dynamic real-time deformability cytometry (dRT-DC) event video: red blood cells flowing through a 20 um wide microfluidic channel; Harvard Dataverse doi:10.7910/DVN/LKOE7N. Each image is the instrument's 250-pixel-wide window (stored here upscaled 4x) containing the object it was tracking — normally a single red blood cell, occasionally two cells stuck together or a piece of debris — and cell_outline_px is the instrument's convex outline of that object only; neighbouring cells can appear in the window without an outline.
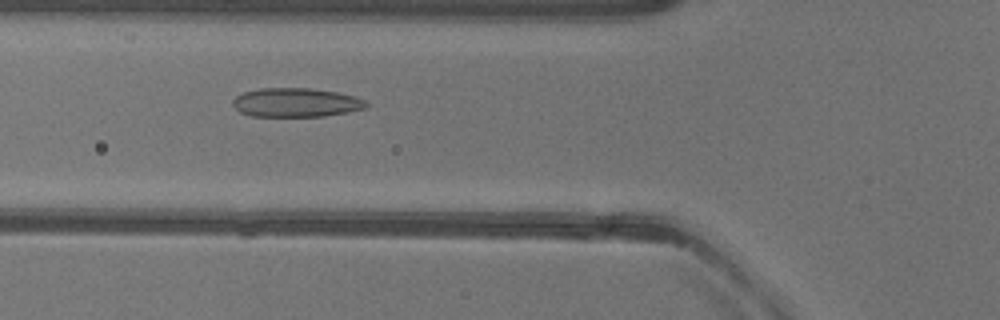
{"species": "common noctule bat (a hibernating species)", "species_latin": "Nyctalus noctula", "temperature_condition": "warm", "stored_images_in_passage": 36, "camera_frame_rate_fps": 3000, "um_per_image_px": 0.085, "animal": {"sex": "female"}, "frame": {"image": 1, "passage_image": 5, "time_ms": 1.333, "image_size_px": [1000, 320], "cell_outline_px": [[368, 108], [348, 112], [324, 116], [252, 116], [240, 112], [232, 104], [232, 100], [236, 96], [244, 92], [260, 88], [312, 88], [336, 92], [356, 96], [364, 100], [368, 104]], "centroid_in_image_um": [25.18, 8.71], "position_along_channel_um": 100.6, "area_um2": 22.6}}
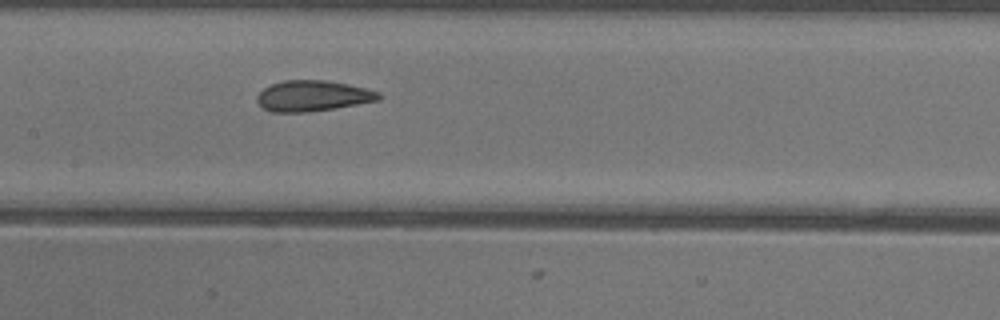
{"frame": {"image": 2, "passage_image": 11, "time_ms": 3.333, "image_size_px": [1000, 320], "cell_outline_px": [[384, 96], [380, 100], [332, 108], [304, 112], [272, 112], [264, 108], [256, 100], [256, 96], [264, 88], [272, 84], [284, 80], [324, 80], [348, 84], [368, 88], [380, 92]], "centroid_in_image_um": [26.62, 8.14], "position_along_channel_um": 180.8, "area_um2": 21.73}}
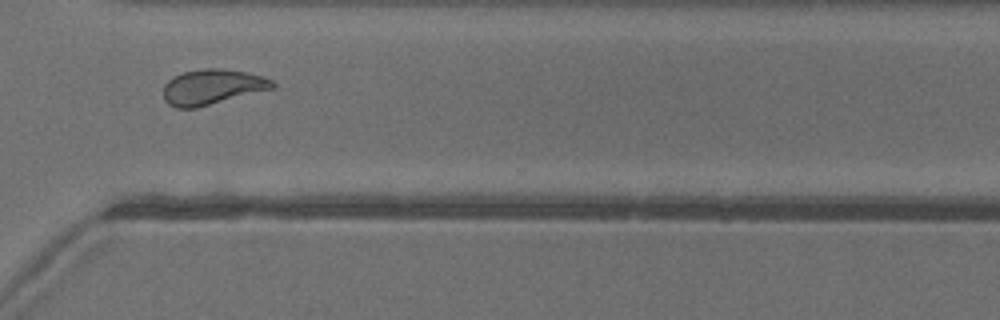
{"frame": {"image": 3, "passage_image": 24, "time_ms": 7.667, "image_size_px": [1000, 320], "cell_outline_px": [[276, 88], [196, 108], [176, 108], [168, 104], [164, 100], [164, 84], [172, 76], [184, 72], [204, 68], [224, 68], [248, 72], [264, 76], [272, 80], [276, 84]], "centroid_in_image_um": [18.07, 7.38], "position_along_channel_um": 352.5, "area_um2": 22.77}, "authors_computed_cell_mechanics": {"area_um2": 22.3397, "velocity_mm_per_s": 3.9778, "shape_relaxation_time_tau1_ms": null, "shape_relaxation_time_tau2_ms": 1.4848, "deformation_change_tau1": null, "deformation_change_tau2": 0.0961}}